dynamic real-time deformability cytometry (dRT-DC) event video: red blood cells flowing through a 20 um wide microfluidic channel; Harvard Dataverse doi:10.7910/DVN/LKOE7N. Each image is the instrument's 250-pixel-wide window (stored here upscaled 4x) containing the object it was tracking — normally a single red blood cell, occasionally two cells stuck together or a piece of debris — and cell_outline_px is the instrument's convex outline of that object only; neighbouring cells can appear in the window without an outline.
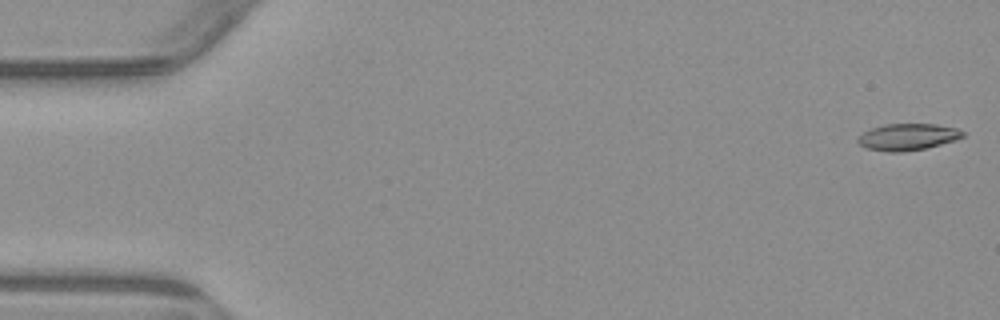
{"species": "common noctule bat (a hibernating species)", "species_latin": "Nyctalus noctula", "temperature_condition": "warm", "stored_images_in_passage": 4, "camera_frame_rate_fps": 3000, "um_per_image_px": 0.085, "animal": {"sex": "male", "body_mass_g": 23.1, "forearm_length_mm": 52.7}, "frame": {"image": 1, "passage_image": 1, "time_ms": 0.0, "image_size_px": [1000, 320], "cell_outline_px": [[964, 136], [956, 140], [924, 148], [900, 152], [888, 152], [868, 148], [860, 144], [856, 140], [860, 132], [884, 124], [936, 124], [956, 128], [964, 132]], "centroid_in_image_um": [77.12, 11.63], "position_along_channel_um": 7.9, "area_um2": 16.24}}
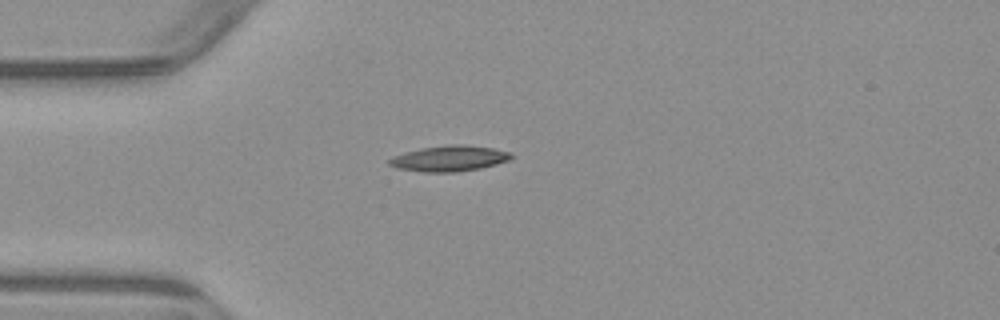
{"frame": {"image": 2, "passage_image": 4, "time_ms": 4.333, "image_size_px": [1000, 320], "cell_outline_px": [[512, 156], [508, 160], [496, 164], [480, 168], [456, 172], [424, 172], [396, 168], [388, 164], [388, 160], [392, 156], [424, 148], [448, 144], [464, 144], [492, 148], [512, 152]], "centroid_in_image_um": [38.19, 13.47], "position_along_channel_um": 46.8, "area_um2": 18.15}}